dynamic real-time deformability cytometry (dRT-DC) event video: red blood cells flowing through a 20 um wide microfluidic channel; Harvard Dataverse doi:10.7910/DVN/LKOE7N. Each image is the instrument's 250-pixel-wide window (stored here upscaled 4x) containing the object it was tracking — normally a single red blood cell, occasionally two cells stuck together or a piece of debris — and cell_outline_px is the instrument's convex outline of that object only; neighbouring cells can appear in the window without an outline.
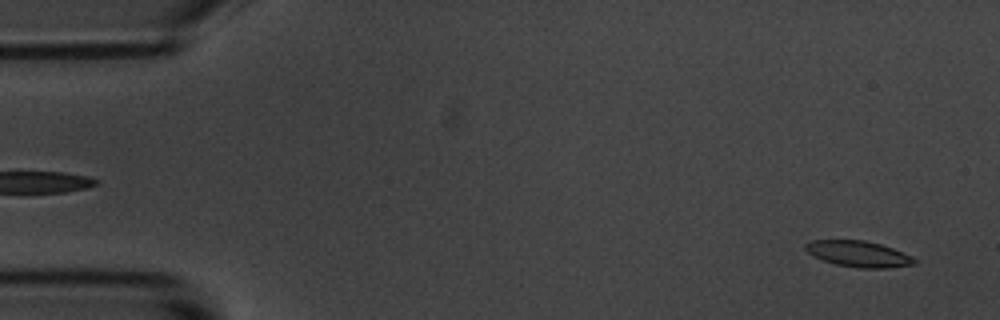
{"species": "common noctule bat (a hibernating species)", "species_latin": "Nyctalus noctula", "temperature_condition": "room temperature", "stored_images_in_passage": 5, "segment_of_instrument_passage": [2, 2], "camera_frame_rate_fps": 3000, "um_per_image_px": 0.085, "animal": {"sex": "male", "body_mass_g": 20.1, "forearm_length_mm": 53.5}, "frame": {"image": 1, "passage_image": 5, "time_ms": 5.667, "image_size_px": [1000, 320], "cell_outline_px": [[920, 264], [888, 268], [860, 268], [836, 264], [824, 260], [808, 252], [804, 248], [804, 244], [812, 240], [864, 240], [880, 244], [892, 248], [912, 256], [920, 260]], "centroid_in_image_um": [73.06, 21.59], "position_along_channel_um": 11.9, "area_um2": 16.59}}